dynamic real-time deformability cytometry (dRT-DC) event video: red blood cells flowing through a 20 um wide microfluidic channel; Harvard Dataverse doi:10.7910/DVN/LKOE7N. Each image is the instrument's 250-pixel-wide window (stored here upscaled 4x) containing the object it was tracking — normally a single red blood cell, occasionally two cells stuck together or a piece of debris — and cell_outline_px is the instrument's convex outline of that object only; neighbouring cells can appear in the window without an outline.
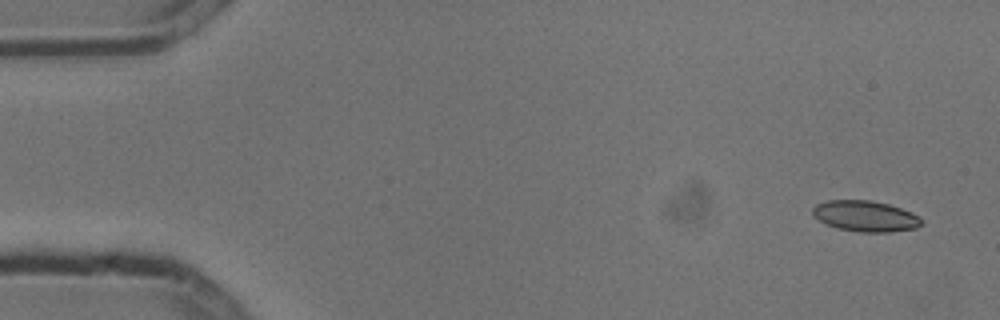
{"species": "common noctule bat (a hibernating species)", "species_latin": "Nyctalus noctula", "temperature_condition": "cold", "stored_images_in_passage": 10, "camera_frame_rate_fps": 3000, "um_per_image_px": 0.085, "animal": {"sex": "male", "body_mass_g": 13.3}, "frame": {"image": 1, "passage_image": 1, "time_ms": 0.0, "image_size_px": [1000, 320], "cell_outline_px": [[924, 220], [916, 228], [888, 232], [860, 232], [836, 228], [824, 224], [812, 216], [812, 208], [816, 204], [828, 200], [872, 200], [888, 204], [912, 212], [920, 216]], "centroid_in_image_um": [73.53, 18.37], "position_along_channel_um": 11.5, "area_um2": 19.83}}
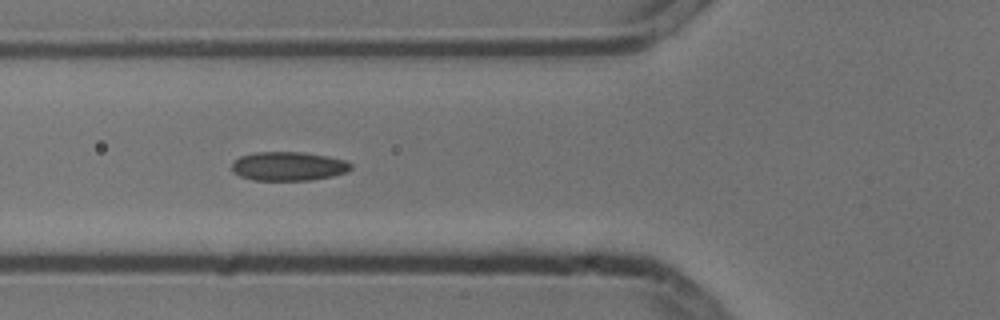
{"frame": {"image": 2, "passage_image": 6, "time_ms": 1.667, "image_size_px": [1000, 320], "cell_outline_px": [[352, 168], [348, 172], [332, 176], [312, 180], [252, 180], [240, 176], [232, 172], [232, 164], [240, 156], [256, 152], [300, 152], [324, 156], [344, 160], [352, 164]], "centroid_in_image_um": [24.51, 14.14], "position_along_channel_um": 101.3, "area_um2": 20.0}}
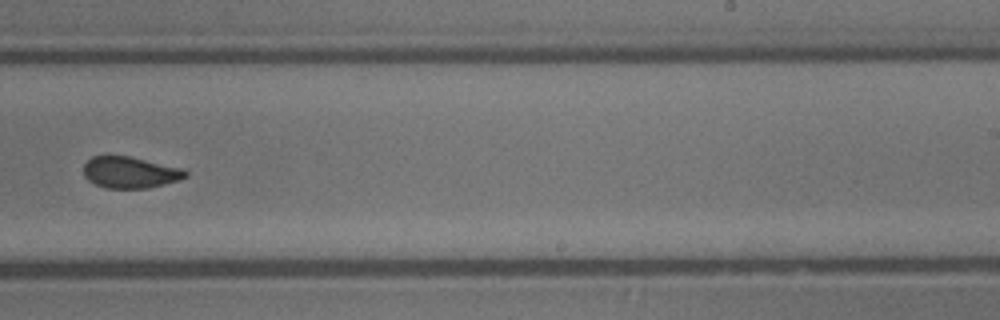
{"frame": {"image": 3, "passage_image": 10, "time_ms": 3.0, "image_size_px": [1000, 320], "cell_outline_px": [[188, 176], [180, 180], [148, 188], [104, 188], [88, 180], [84, 176], [84, 164], [92, 156], [128, 156], [184, 168], [188, 172]], "centroid_in_image_um": [11.09, 14.66], "position_along_channel_um": 277.9, "area_um2": 18.73}}